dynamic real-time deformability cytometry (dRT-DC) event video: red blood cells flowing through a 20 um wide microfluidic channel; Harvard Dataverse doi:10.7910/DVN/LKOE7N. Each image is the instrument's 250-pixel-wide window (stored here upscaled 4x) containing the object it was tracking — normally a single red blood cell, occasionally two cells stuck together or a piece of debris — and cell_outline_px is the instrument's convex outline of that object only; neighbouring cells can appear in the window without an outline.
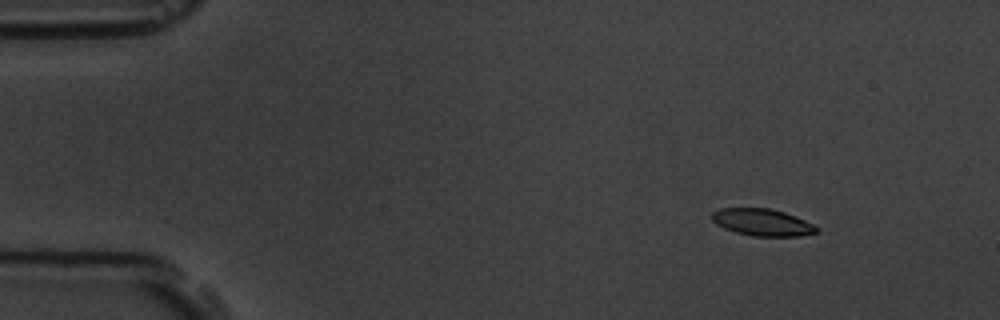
{"species": "common noctule bat (a hibernating species)", "species_latin": "Nyctalus noctula", "temperature_condition": "room temperature", "stored_images_in_passage": 5, "camera_frame_rate_fps": 3000, "um_per_image_px": 0.085, "animal": {"sex": "male", "body_mass_g": 19.5, "forearm_length_mm": 54.6}, "frame": {"image": 1, "passage_image": 2, "time_ms": 1.333, "image_size_px": [1000, 320], "cell_outline_px": [[816, 232], [800, 236], [752, 236], [736, 232], [724, 228], [716, 224], [712, 220], [712, 212], [720, 208], [768, 208], [784, 212], [804, 220], [812, 224], [816, 228]], "centroid_in_image_um": [64.74, 18.89], "position_along_channel_um": 20.3, "area_um2": 16.24}}
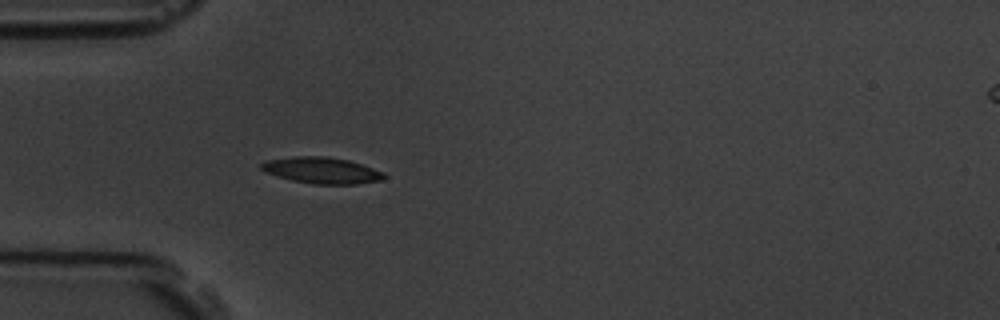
{"frame": {"image": 2, "passage_image": 5, "time_ms": 4.667, "image_size_px": [1000, 320], "cell_outline_px": [[388, 176], [384, 180], [356, 184], [312, 184], [292, 180], [264, 172], [260, 168], [260, 164], [264, 160], [296, 156], [328, 156], [348, 160], [384, 172]], "centroid_in_image_um": [27.35, 14.48], "position_along_channel_um": 57.7, "area_um2": 18.96}}